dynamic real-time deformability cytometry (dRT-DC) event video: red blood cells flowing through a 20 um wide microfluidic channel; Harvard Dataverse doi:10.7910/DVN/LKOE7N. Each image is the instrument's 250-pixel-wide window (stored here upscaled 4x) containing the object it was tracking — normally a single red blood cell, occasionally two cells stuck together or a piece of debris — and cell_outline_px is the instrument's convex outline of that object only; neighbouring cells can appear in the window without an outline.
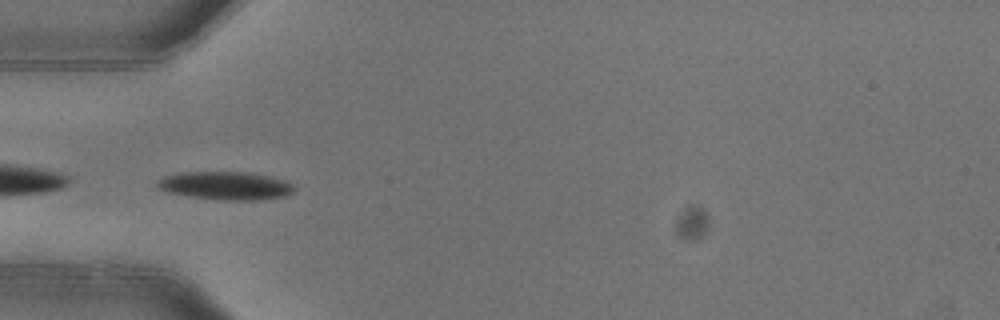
{"species": "common noctule bat (a hibernating species)", "species_latin": "Nyctalus noctula", "temperature_condition": "warm", "stored_images_in_passage": 5, "camera_frame_rate_fps": 3000, "um_per_image_px": 0.085, "animal": {"sex": "female"}, "frame": {"image": 1, "passage_image": 5, "time_ms": 1.333, "image_size_px": [1000, 320], "cell_outline_px": [[296, 188], [288, 196], [256, 200], [224, 200], [188, 196], [168, 192], [156, 188], [156, 180], [164, 176], [180, 172], [248, 172], [268, 176], [284, 180], [292, 184]], "centroid_in_image_um": [19.15, 15.78], "position_along_channel_um": 65.8, "area_um2": 22.6}}